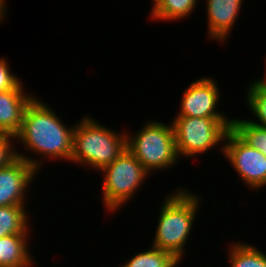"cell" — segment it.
Returning a JSON list of instances; mask_svg holds the SVG:
<instances>
[{
    "mask_svg": "<svg viewBox=\"0 0 266 267\" xmlns=\"http://www.w3.org/2000/svg\"><path fill=\"white\" fill-rule=\"evenodd\" d=\"M69 127L50 106L34 96L25 108L15 140L37 156L71 162L74 126Z\"/></svg>",
    "mask_w": 266,
    "mask_h": 267,
    "instance_id": "obj_1",
    "label": "cell"
},
{
    "mask_svg": "<svg viewBox=\"0 0 266 267\" xmlns=\"http://www.w3.org/2000/svg\"><path fill=\"white\" fill-rule=\"evenodd\" d=\"M186 189H176L161 205L152 247L172 252L182 260L185 246L199 211L200 199Z\"/></svg>",
    "mask_w": 266,
    "mask_h": 267,
    "instance_id": "obj_2",
    "label": "cell"
},
{
    "mask_svg": "<svg viewBox=\"0 0 266 267\" xmlns=\"http://www.w3.org/2000/svg\"><path fill=\"white\" fill-rule=\"evenodd\" d=\"M126 149V132L116 133L91 116H84L74 126L71 162L76 165L91 166L101 171Z\"/></svg>",
    "mask_w": 266,
    "mask_h": 267,
    "instance_id": "obj_3",
    "label": "cell"
},
{
    "mask_svg": "<svg viewBox=\"0 0 266 267\" xmlns=\"http://www.w3.org/2000/svg\"><path fill=\"white\" fill-rule=\"evenodd\" d=\"M126 132L127 149L150 171L168 170L180 159L176 152L172 122L147 121L137 133Z\"/></svg>",
    "mask_w": 266,
    "mask_h": 267,
    "instance_id": "obj_4",
    "label": "cell"
},
{
    "mask_svg": "<svg viewBox=\"0 0 266 267\" xmlns=\"http://www.w3.org/2000/svg\"><path fill=\"white\" fill-rule=\"evenodd\" d=\"M172 121L178 157H195L223 145L232 119L228 117L176 116Z\"/></svg>",
    "mask_w": 266,
    "mask_h": 267,
    "instance_id": "obj_5",
    "label": "cell"
},
{
    "mask_svg": "<svg viewBox=\"0 0 266 267\" xmlns=\"http://www.w3.org/2000/svg\"><path fill=\"white\" fill-rule=\"evenodd\" d=\"M102 195L103 203L109 212H116L137 193L148 172L135 156L126 149L117 159L104 167Z\"/></svg>",
    "mask_w": 266,
    "mask_h": 267,
    "instance_id": "obj_6",
    "label": "cell"
},
{
    "mask_svg": "<svg viewBox=\"0 0 266 267\" xmlns=\"http://www.w3.org/2000/svg\"><path fill=\"white\" fill-rule=\"evenodd\" d=\"M224 143L220 147L222 155L249 189L266 186V155L247 145L231 129L227 132Z\"/></svg>",
    "mask_w": 266,
    "mask_h": 267,
    "instance_id": "obj_7",
    "label": "cell"
},
{
    "mask_svg": "<svg viewBox=\"0 0 266 267\" xmlns=\"http://www.w3.org/2000/svg\"><path fill=\"white\" fill-rule=\"evenodd\" d=\"M16 153L14 161L0 168V207L25 206L28 187L43 165L41 160Z\"/></svg>",
    "mask_w": 266,
    "mask_h": 267,
    "instance_id": "obj_8",
    "label": "cell"
},
{
    "mask_svg": "<svg viewBox=\"0 0 266 267\" xmlns=\"http://www.w3.org/2000/svg\"><path fill=\"white\" fill-rule=\"evenodd\" d=\"M212 77H202L193 81L183 91L180 109L177 116L187 117H226L224 113L217 112L220 99L217 82Z\"/></svg>",
    "mask_w": 266,
    "mask_h": 267,
    "instance_id": "obj_9",
    "label": "cell"
},
{
    "mask_svg": "<svg viewBox=\"0 0 266 267\" xmlns=\"http://www.w3.org/2000/svg\"><path fill=\"white\" fill-rule=\"evenodd\" d=\"M208 37L224 42L240 15L242 0H206Z\"/></svg>",
    "mask_w": 266,
    "mask_h": 267,
    "instance_id": "obj_10",
    "label": "cell"
},
{
    "mask_svg": "<svg viewBox=\"0 0 266 267\" xmlns=\"http://www.w3.org/2000/svg\"><path fill=\"white\" fill-rule=\"evenodd\" d=\"M22 83L0 92V133L15 136L21 128L25 108L34 97L24 92Z\"/></svg>",
    "mask_w": 266,
    "mask_h": 267,
    "instance_id": "obj_11",
    "label": "cell"
},
{
    "mask_svg": "<svg viewBox=\"0 0 266 267\" xmlns=\"http://www.w3.org/2000/svg\"><path fill=\"white\" fill-rule=\"evenodd\" d=\"M28 237L29 234H12L0 238V267H34Z\"/></svg>",
    "mask_w": 266,
    "mask_h": 267,
    "instance_id": "obj_12",
    "label": "cell"
},
{
    "mask_svg": "<svg viewBox=\"0 0 266 267\" xmlns=\"http://www.w3.org/2000/svg\"><path fill=\"white\" fill-rule=\"evenodd\" d=\"M153 7L150 12L151 19L156 20H180L186 19L194 9H196V0H152Z\"/></svg>",
    "mask_w": 266,
    "mask_h": 267,
    "instance_id": "obj_13",
    "label": "cell"
},
{
    "mask_svg": "<svg viewBox=\"0 0 266 267\" xmlns=\"http://www.w3.org/2000/svg\"><path fill=\"white\" fill-rule=\"evenodd\" d=\"M26 206L0 207V238L12 234H29Z\"/></svg>",
    "mask_w": 266,
    "mask_h": 267,
    "instance_id": "obj_14",
    "label": "cell"
},
{
    "mask_svg": "<svg viewBox=\"0 0 266 267\" xmlns=\"http://www.w3.org/2000/svg\"><path fill=\"white\" fill-rule=\"evenodd\" d=\"M180 261L172 252L149 247L133 255L129 262L120 267H176Z\"/></svg>",
    "mask_w": 266,
    "mask_h": 267,
    "instance_id": "obj_15",
    "label": "cell"
},
{
    "mask_svg": "<svg viewBox=\"0 0 266 267\" xmlns=\"http://www.w3.org/2000/svg\"><path fill=\"white\" fill-rule=\"evenodd\" d=\"M229 249L230 267H266V253L248 243L233 242Z\"/></svg>",
    "mask_w": 266,
    "mask_h": 267,
    "instance_id": "obj_16",
    "label": "cell"
},
{
    "mask_svg": "<svg viewBox=\"0 0 266 267\" xmlns=\"http://www.w3.org/2000/svg\"><path fill=\"white\" fill-rule=\"evenodd\" d=\"M231 130L247 145L266 155V128L254 125L249 120L233 118Z\"/></svg>",
    "mask_w": 266,
    "mask_h": 267,
    "instance_id": "obj_17",
    "label": "cell"
},
{
    "mask_svg": "<svg viewBox=\"0 0 266 267\" xmlns=\"http://www.w3.org/2000/svg\"><path fill=\"white\" fill-rule=\"evenodd\" d=\"M247 90L246 103L253 112L257 121L249 120L254 125L266 128V90L263 89L255 80L250 83Z\"/></svg>",
    "mask_w": 266,
    "mask_h": 267,
    "instance_id": "obj_18",
    "label": "cell"
},
{
    "mask_svg": "<svg viewBox=\"0 0 266 267\" xmlns=\"http://www.w3.org/2000/svg\"><path fill=\"white\" fill-rule=\"evenodd\" d=\"M14 139L15 136L13 135L0 133V168L8 166L17 158V148L14 149Z\"/></svg>",
    "mask_w": 266,
    "mask_h": 267,
    "instance_id": "obj_19",
    "label": "cell"
},
{
    "mask_svg": "<svg viewBox=\"0 0 266 267\" xmlns=\"http://www.w3.org/2000/svg\"><path fill=\"white\" fill-rule=\"evenodd\" d=\"M21 80L13 73L10 72V65L2 57L0 59V92L14 89Z\"/></svg>",
    "mask_w": 266,
    "mask_h": 267,
    "instance_id": "obj_20",
    "label": "cell"
},
{
    "mask_svg": "<svg viewBox=\"0 0 266 267\" xmlns=\"http://www.w3.org/2000/svg\"><path fill=\"white\" fill-rule=\"evenodd\" d=\"M6 0H0V23L4 21L6 17V11H7V4Z\"/></svg>",
    "mask_w": 266,
    "mask_h": 267,
    "instance_id": "obj_21",
    "label": "cell"
},
{
    "mask_svg": "<svg viewBox=\"0 0 266 267\" xmlns=\"http://www.w3.org/2000/svg\"><path fill=\"white\" fill-rule=\"evenodd\" d=\"M266 70V69H265ZM256 82L263 88L266 90V74H265V78L263 79H257Z\"/></svg>",
    "mask_w": 266,
    "mask_h": 267,
    "instance_id": "obj_22",
    "label": "cell"
}]
</instances>
